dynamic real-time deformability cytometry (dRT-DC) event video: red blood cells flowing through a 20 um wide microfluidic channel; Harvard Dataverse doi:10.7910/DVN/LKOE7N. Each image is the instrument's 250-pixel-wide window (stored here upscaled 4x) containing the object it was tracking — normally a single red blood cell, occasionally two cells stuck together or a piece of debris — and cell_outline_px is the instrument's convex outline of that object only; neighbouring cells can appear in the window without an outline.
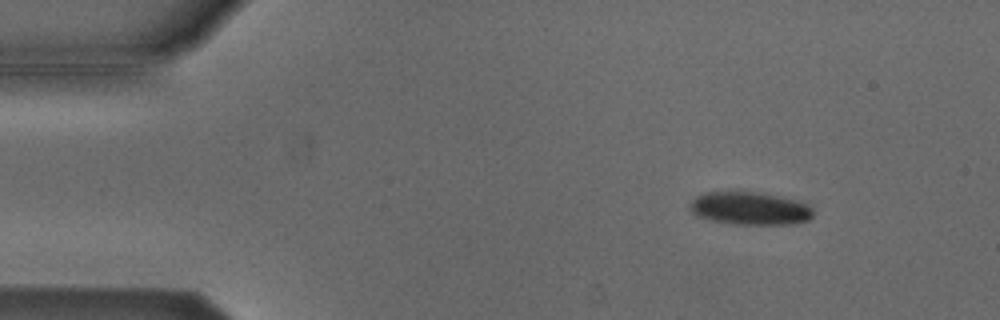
{"species": "Egyptian fruit bat (a non-hibernating species)", "species_latin": "Rousettus aegyptiacus", "temperature_condition": "cold", "stored_images_in_passage": 4, "camera_frame_rate_fps": 3000, "um_per_image_px": 0.085, "animal": {"sex": "male"}, "frame": {"image": 1, "passage_image": 2, "time_ms": 0.333, "image_size_px": [1000, 320], "cell_outline_px": [[812, 216], [808, 220], [796, 224], [736, 224], [712, 220], [700, 216], [692, 212], [688, 208], [688, 204], [696, 196], [704, 192], [728, 188], [764, 192], [796, 200], [808, 204], [812, 208]], "centroid_in_image_um": [63.7, 17.65], "position_along_channel_um": 21.3, "area_um2": 24.57}}